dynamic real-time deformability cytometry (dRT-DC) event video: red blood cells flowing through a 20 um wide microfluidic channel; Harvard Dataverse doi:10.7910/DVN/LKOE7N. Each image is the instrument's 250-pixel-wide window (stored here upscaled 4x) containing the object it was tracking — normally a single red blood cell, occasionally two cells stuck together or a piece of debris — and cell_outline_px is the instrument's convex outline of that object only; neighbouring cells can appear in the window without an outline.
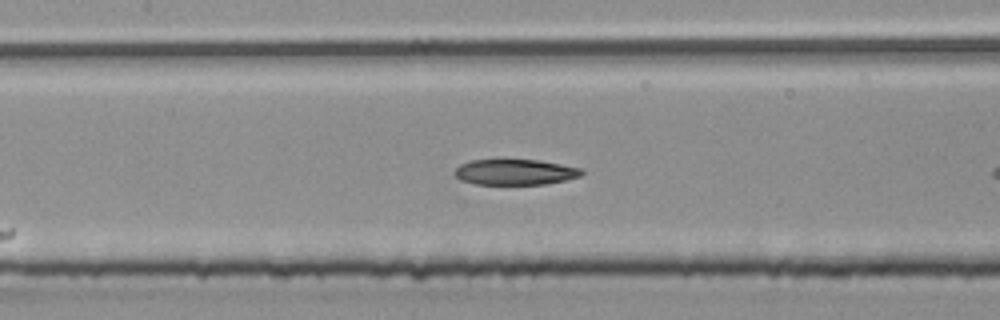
{"species": "common noctule bat (a hibernating species)", "species_latin": "Nyctalus noctula", "temperature_condition": "room temperature", "stored_images_in_passage": 6, "camera_frame_rate_fps": 3000, "um_per_image_px": 0.085, "animal": {"sex": "male", "body_mass_g": 20.4}, "frame": {"image": 1, "passage_image": 4, "time_ms": 1.0, "image_size_px": [1000, 320], "cell_outline_px": [[584, 172], [580, 176], [564, 180], [544, 184], [476, 184], [460, 180], [452, 172], [460, 164], [468, 160], [504, 156], [540, 160], [584, 168]], "centroid_in_image_um": [43.73, 14.56], "position_along_channel_um": 163.7, "area_um2": 20.11}}